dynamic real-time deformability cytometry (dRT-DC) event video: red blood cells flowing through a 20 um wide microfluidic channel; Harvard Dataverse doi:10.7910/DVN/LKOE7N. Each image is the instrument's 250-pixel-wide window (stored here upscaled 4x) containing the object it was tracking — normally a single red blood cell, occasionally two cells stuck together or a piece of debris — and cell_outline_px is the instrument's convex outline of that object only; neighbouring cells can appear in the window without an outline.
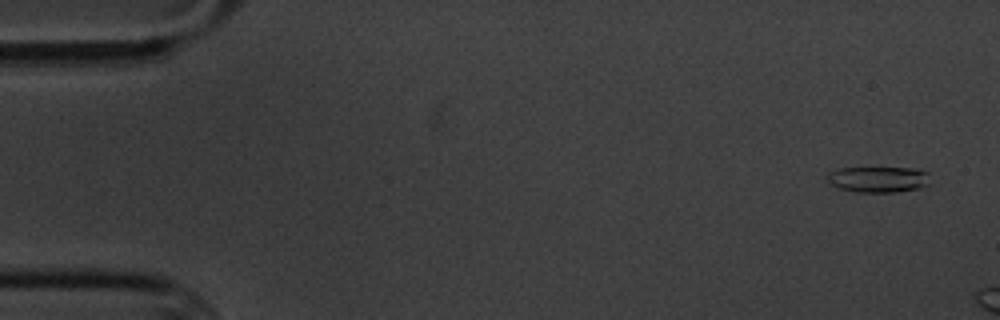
{"species": "common noctule bat (a hibernating species)", "species_latin": "Nyctalus noctula", "temperature_condition": "cold", "stored_images_in_passage": 3, "camera_frame_rate_fps": 3000, "um_per_image_px": 0.085, "animal": {"sex": "male", "body_mass_g": 20.1, "forearm_length_mm": 53.5}, "frame": {"image": 1, "passage_image": 1, "time_ms": 0.0, "image_size_px": [1000, 320], "cell_outline_px": [[928, 184], [920, 188], [892, 192], [856, 192], [840, 188], [832, 184], [828, 180], [828, 172], [840, 168], [912, 168], [928, 172]], "centroid_in_image_um": [74.66, 15.24], "position_along_channel_um": 10.3, "area_um2": 15.32}}